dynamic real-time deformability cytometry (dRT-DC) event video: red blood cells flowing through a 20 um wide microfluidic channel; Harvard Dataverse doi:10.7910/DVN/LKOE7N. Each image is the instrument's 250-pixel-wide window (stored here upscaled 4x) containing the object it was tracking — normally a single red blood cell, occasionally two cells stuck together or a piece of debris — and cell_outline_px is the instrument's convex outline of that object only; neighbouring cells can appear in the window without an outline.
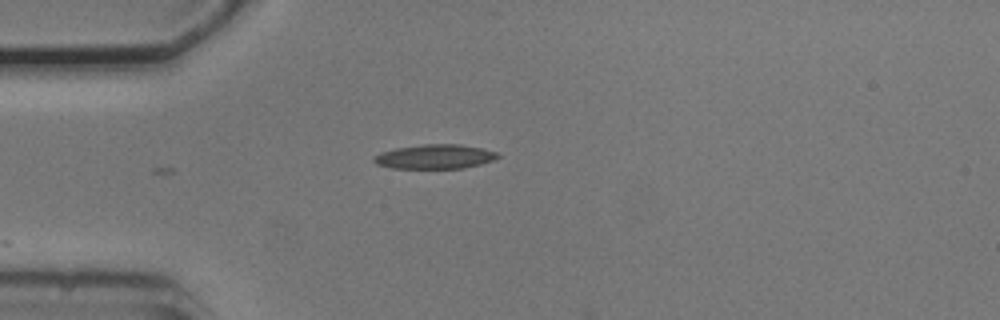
{"species": "common noctule bat (a hibernating species)", "species_latin": "Nyctalus noctula", "temperature_condition": "cold", "stored_images_in_passage": 10, "camera_frame_rate_fps": 3000, "um_per_image_px": 0.085, "animal": {"sex": "male", "body_mass_g": 20.5, "forearm_length_mm": 52.5}, "frame": {"image": 1, "passage_image": 1, "time_ms": 0.0, "image_size_px": [1000, 320], "cell_outline_px": [[500, 156], [492, 160], [480, 164], [464, 168], [392, 168], [376, 164], [372, 160], [372, 156], [380, 152], [396, 148], [424, 144], [460, 144], [484, 148], [496, 152]], "centroid_in_image_um": [36.94, 13.31], "position_along_channel_um": 48.1, "area_um2": 17.63}}